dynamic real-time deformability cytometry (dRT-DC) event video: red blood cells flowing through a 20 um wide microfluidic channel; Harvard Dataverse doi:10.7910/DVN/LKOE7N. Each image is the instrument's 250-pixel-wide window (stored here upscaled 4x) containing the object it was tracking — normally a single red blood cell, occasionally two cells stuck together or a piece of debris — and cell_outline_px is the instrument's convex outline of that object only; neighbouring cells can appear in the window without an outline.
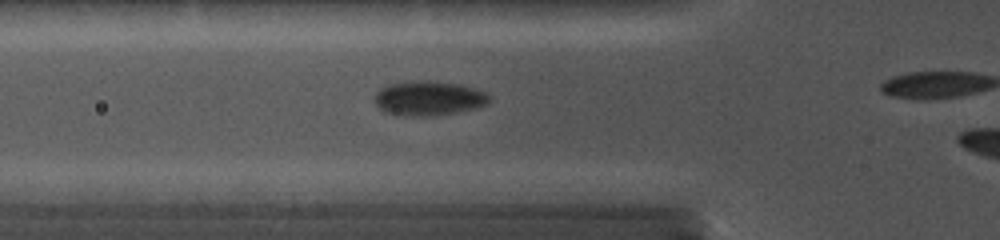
{"species": "common noctule bat (a hibernating species)", "species_latin": "Nyctalus noctula", "temperature_condition": "cold", "stored_images_in_passage": 8, "camera_frame_rate_fps": 5000, "um_per_image_px": 0.085, "animal": {"sex": "female", "body_mass_g": 19.0, "forearm_length_mm": 56.7}, "frame": {"image": 1, "passage_image": 5, "time_ms": 2.4, "image_size_px": [1000, 240], "cell_outline_px": [[488, 100], [484, 104], [452, 112], [392, 112], [380, 108], [376, 104], [376, 92], [380, 88], [388, 84], [412, 80], [428, 80], [460, 84], [484, 92], [488, 96]], "centroid_in_image_um": [36.4, 8.24], "position_along_channel_um": 89.4, "area_um2": 21.1}}